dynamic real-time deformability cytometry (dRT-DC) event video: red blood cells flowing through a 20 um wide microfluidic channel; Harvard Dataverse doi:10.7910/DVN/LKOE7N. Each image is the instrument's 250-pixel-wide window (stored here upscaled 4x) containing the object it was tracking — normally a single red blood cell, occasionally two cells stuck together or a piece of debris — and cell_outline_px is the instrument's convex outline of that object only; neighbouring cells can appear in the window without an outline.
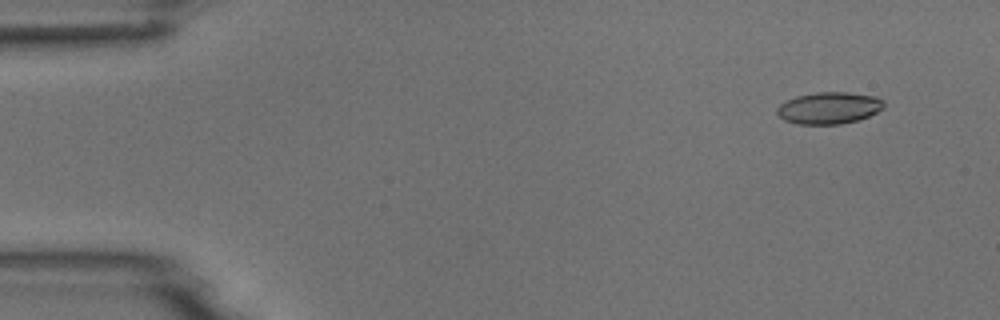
{"species": "common noctule bat (a hibernating species)", "species_latin": "Nyctalus noctula", "temperature_condition": "room temperature", "stored_images_in_passage": 5, "camera_frame_rate_fps": 3000, "um_per_image_px": 0.085, "animal": {"sex": "male", "body_mass_g": 18.8}, "frame": {"image": 1, "passage_image": 2, "time_ms": 1.333, "image_size_px": [1000, 320], "cell_outline_px": [[884, 108], [860, 120], [840, 124], [796, 124], [784, 120], [776, 112], [776, 108], [780, 104], [796, 96], [816, 92], [848, 92], [876, 96], [884, 100]], "centroid_in_image_um": [70.48, 9.18], "position_along_channel_um": 14.5, "area_um2": 19.94}}
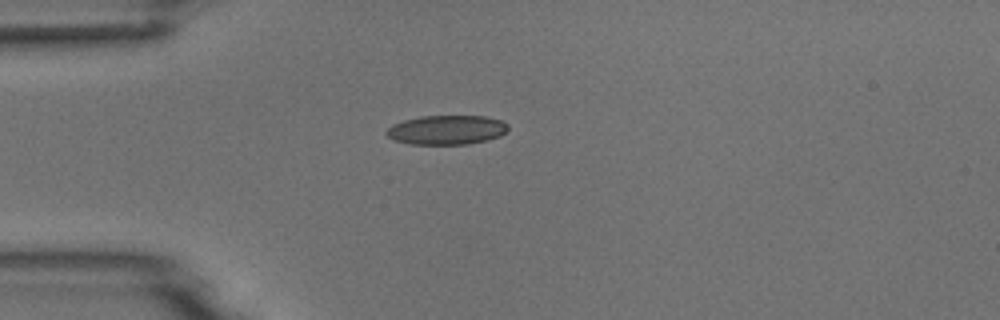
{"frame": {"image": 2, "passage_image": 5, "time_ms": 4.667, "image_size_px": [1000, 320], "cell_outline_px": [[508, 132], [500, 136], [488, 140], [468, 144], [412, 144], [392, 140], [384, 132], [392, 124], [404, 120], [420, 116], [484, 116], [500, 120], [508, 124]], "centroid_in_image_um": [37.97, 11.04], "position_along_channel_um": 47.0, "area_um2": 20.92}}